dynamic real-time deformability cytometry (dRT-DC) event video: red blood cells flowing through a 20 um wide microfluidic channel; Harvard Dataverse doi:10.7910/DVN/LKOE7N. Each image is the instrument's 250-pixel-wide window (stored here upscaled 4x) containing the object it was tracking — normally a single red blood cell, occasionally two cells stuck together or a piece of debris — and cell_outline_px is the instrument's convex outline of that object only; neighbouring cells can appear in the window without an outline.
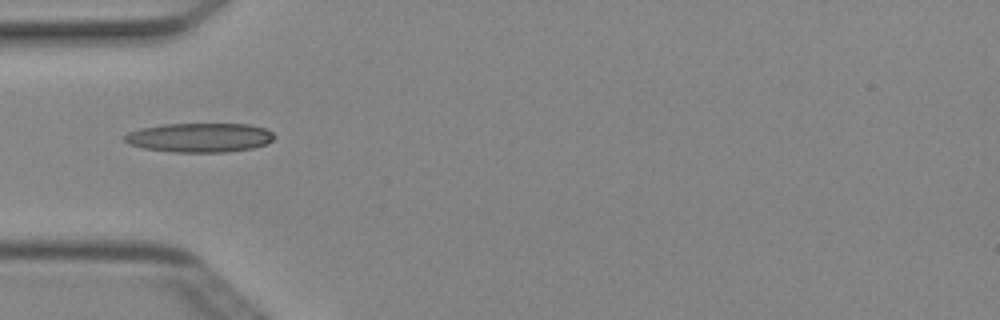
{"species": "Egyptian fruit bat (a non-hibernating species)", "species_latin": "Rousettus aegyptiacus", "temperature_condition": "cold", "stored_images_in_passage": 2, "camera_frame_rate_fps": 3000, "um_per_image_px": 0.085, "animal": {"sex": "female"}, "frame": {"image": 1, "passage_image": 1, "time_ms": 0.0, "image_size_px": [1000, 320], "cell_outline_px": [[276, 136], [272, 140], [264, 144], [252, 148], [228, 152], [172, 152], [144, 148], [128, 144], [124, 140], [124, 136], [128, 132], [140, 128], [164, 124], [248, 124], [264, 128], [272, 132]], "centroid_in_image_um": [16.95, 11.69], "position_along_channel_um": 68.0, "area_um2": 25.49}}
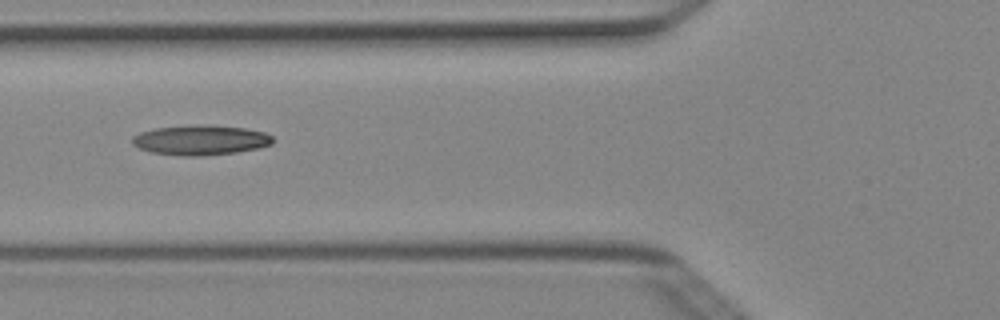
{"frame": {"image": 2, "passage_image": 2, "time_ms": 0.333, "image_size_px": [1000, 320], "cell_outline_px": [[272, 144], [260, 148], [236, 152], [200, 156], [180, 156], [152, 152], [140, 148], [132, 144], [132, 136], [140, 132], [156, 128], [212, 124], [244, 128], [264, 132], [272, 136]], "centroid_in_image_um": [17.06, 11.91], "position_along_channel_um": 108.7, "area_um2": 24.45}}